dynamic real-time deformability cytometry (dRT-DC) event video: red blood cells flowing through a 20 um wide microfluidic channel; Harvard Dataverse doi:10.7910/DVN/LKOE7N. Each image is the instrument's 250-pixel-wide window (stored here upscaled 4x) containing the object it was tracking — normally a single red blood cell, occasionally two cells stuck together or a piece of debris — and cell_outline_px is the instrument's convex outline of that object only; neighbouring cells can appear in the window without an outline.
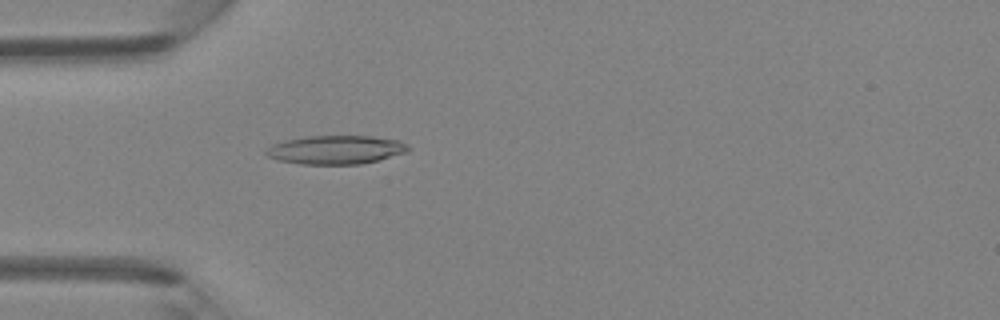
{"species": "Egyptian fruit bat (a non-hibernating species)", "species_latin": "Rousettus aegyptiacus", "temperature_condition": "room temperature", "stored_images_in_passage": 45, "camera_frame_rate_fps": 3000, "um_per_image_px": 0.085, "animal": {"sex": "female"}, "frame": {"image": 1, "passage_image": 12, "time_ms": 3.667, "image_size_px": [1000, 320], "cell_outline_px": [[412, 148], [408, 152], [360, 164], [300, 164], [276, 160], [268, 156], [264, 152], [272, 144], [288, 140], [308, 136], [372, 136], [400, 140], [408, 144]], "centroid_in_image_um": [28.58, 12.73], "position_along_channel_um": 56.4, "area_um2": 23.76}}
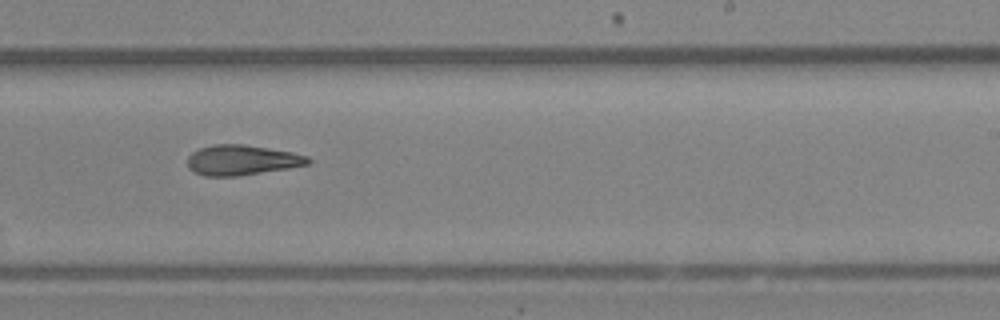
{"frame": {"image": 2, "passage_image": 27, "time_ms": 8.667, "image_size_px": [1000, 320], "cell_outline_px": [[312, 160], [308, 164], [288, 168], [236, 176], [204, 176], [188, 168], [188, 156], [192, 152], [200, 148], [212, 144], [244, 144], [292, 152], [308, 156]], "centroid_in_image_um": [20.55, 13.6], "position_along_channel_um": 268.5, "area_um2": 21.1}}
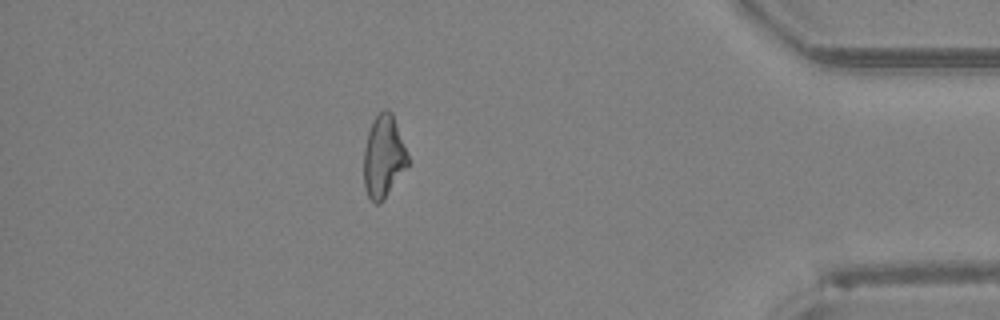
{"frame": {"image": 3, "passage_image": 39, "time_ms": 12.667, "image_size_px": [1000, 320], "cell_outline_px": [[408, 164], [384, 200], [380, 204], [376, 204], [368, 196], [364, 188], [364, 148], [368, 132], [372, 120], [384, 108], [388, 108], [392, 112], [408, 156]], "centroid_in_image_um": [32.58, 13.31], "position_along_channel_um": 402.6, "area_um2": 21.04}, "authors_computed_cell_mechanics": {"area_um2": 21.675, "velocity_mm_per_s": 4.3555, "shape_relaxation_time_tau1_ms": null, "shape_relaxation_time_tau2_ms": 1.6978, "deformation_change_tau1": null, "deformation_change_tau2": 0.1054}}